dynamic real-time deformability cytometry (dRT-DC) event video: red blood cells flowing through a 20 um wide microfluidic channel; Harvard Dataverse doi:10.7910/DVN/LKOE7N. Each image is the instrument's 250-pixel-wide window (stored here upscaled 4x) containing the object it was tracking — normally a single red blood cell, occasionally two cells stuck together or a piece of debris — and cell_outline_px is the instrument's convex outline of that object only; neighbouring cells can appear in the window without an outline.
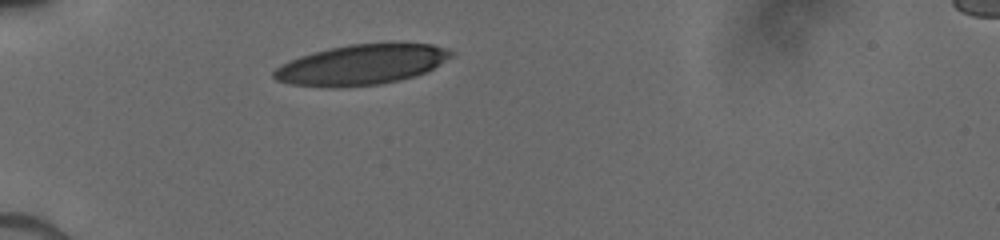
{"species": "human", "species_latin": "Homo sapiens", "temperature_condition": "cold", "stored_images_in_passage": 28, "camera_frame_rate_fps": 3000, "um_per_image_px": 0.085, "donor": {"sex": "male"}, "frame": {"image": 1, "passage_image": 1, "time_ms": 0.0, "image_size_px": [1000, 240], "cell_outline_px": [[452, 56], [432, 68], [416, 76], [400, 80], [380, 84], [344, 88], [328, 88], [292, 84], [276, 80], [272, 76], [272, 72], [280, 64], [288, 60], [312, 52], [328, 48], [348, 44], [384, 40], [400, 40], [432, 44], [448, 48], [452, 52]], "centroid_in_image_um": [30.74, 5.45], "position_along_channel_um": 54.3, "area_um2": 43.12}}
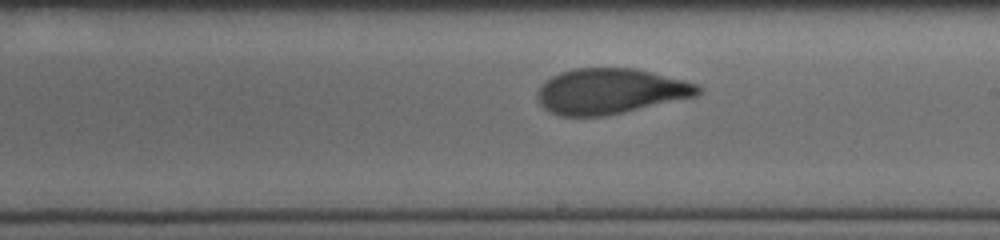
{"frame": {"image": 2, "passage_image": 16, "time_ms": 5.0, "image_size_px": [1000, 240], "cell_outline_px": [[704, 88], [696, 96], [604, 116], [560, 116], [548, 112], [536, 100], [536, 92], [540, 84], [544, 80], [560, 72], [576, 68], [636, 68], [700, 84]], "centroid_in_image_um": [51.83, 7.75], "position_along_channel_um": 237.2, "area_um2": 42.83}}
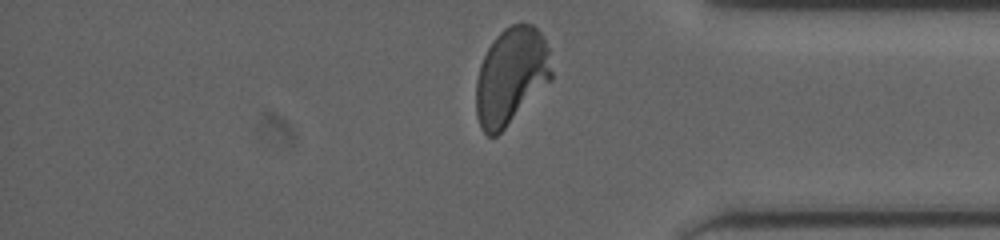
{"frame": {"image": 3, "passage_image": 28, "time_ms": 9.0, "image_size_px": [1000, 240], "cell_outline_px": [[552, 80], [496, 136], [488, 136], [480, 128], [476, 116], [476, 80], [480, 64], [488, 48], [496, 36], [504, 28], [520, 20], [532, 24], [544, 36], [548, 48], [552, 72]], "centroid_in_image_um": [43.44, 6.43], "position_along_channel_um": 391.8, "area_um2": 42.89}}